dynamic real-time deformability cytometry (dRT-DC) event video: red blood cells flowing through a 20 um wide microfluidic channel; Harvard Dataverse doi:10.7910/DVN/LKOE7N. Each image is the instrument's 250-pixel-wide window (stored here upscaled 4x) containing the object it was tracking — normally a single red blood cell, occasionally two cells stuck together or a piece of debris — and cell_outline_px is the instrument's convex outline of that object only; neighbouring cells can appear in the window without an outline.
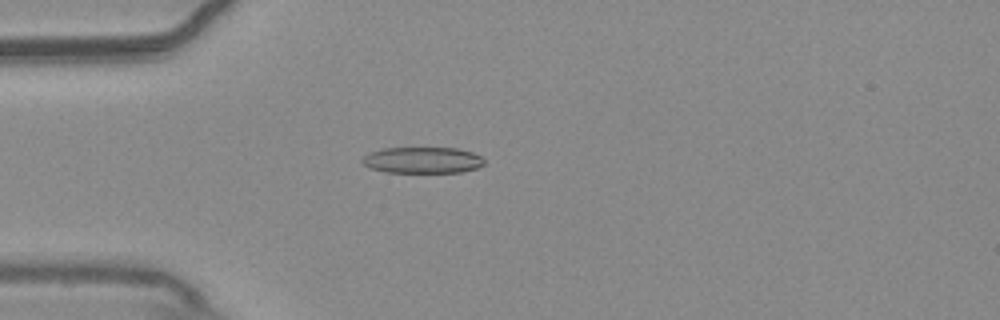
{"species": "common noctule bat (a hibernating species)", "species_latin": "Nyctalus noctula", "temperature_condition": "warm", "stored_images_in_passage": 55, "camera_frame_rate_fps": 3000, "um_per_image_px": 0.085, "animal": {"sex": "male", "body_mass_g": 20.4}, "frame": {"image": 1, "passage_image": 15, "time_ms": 4.667, "image_size_px": [1000, 320], "cell_outline_px": [[484, 164], [476, 168], [460, 172], [384, 172], [372, 168], [364, 164], [360, 160], [364, 156], [372, 152], [384, 148], [456, 148], [472, 152], [480, 156], [484, 160]], "centroid_in_image_um": [35.92, 13.61], "position_along_channel_um": 49.1, "area_um2": 18.44}}
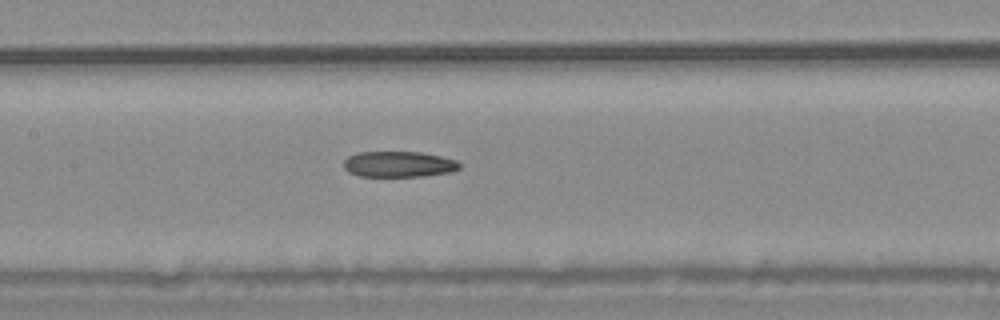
{"frame": {"image": 2, "passage_image": 26, "time_ms": 8.333, "image_size_px": [1000, 320], "cell_outline_px": [[460, 168], [448, 172], [424, 176], [360, 176], [348, 172], [344, 168], [344, 160], [348, 156], [356, 152], [420, 152], [440, 156], [456, 160], [460, 164]], "centroid_in_image_um": [33.85, 13.95], "position_along_channel_um": 173.5, "area_um2": 17.34}}
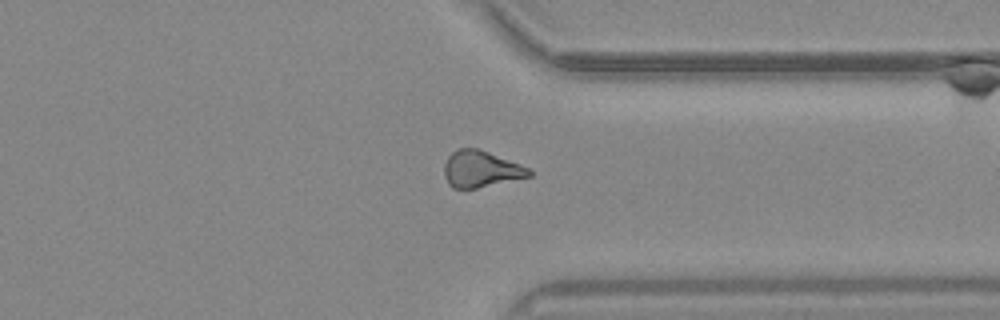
{"frame": {"image": 3, "passage_image": 42, "time_ms": 13.667, "image_size_px": [1000, 320], "cell_outline_px": [[532, 176], [476, 188], [452, 188], [448, 184], [444, 176], [444, 164], [448, 156], [456, 148], [476, 148], [488, 152], [520, 164], [528, 168], [532, 172]], "centroid_in_image_um": [40.85, 14.37], "position_along_channel_um": 370.6, "area_um2": 17.98}}